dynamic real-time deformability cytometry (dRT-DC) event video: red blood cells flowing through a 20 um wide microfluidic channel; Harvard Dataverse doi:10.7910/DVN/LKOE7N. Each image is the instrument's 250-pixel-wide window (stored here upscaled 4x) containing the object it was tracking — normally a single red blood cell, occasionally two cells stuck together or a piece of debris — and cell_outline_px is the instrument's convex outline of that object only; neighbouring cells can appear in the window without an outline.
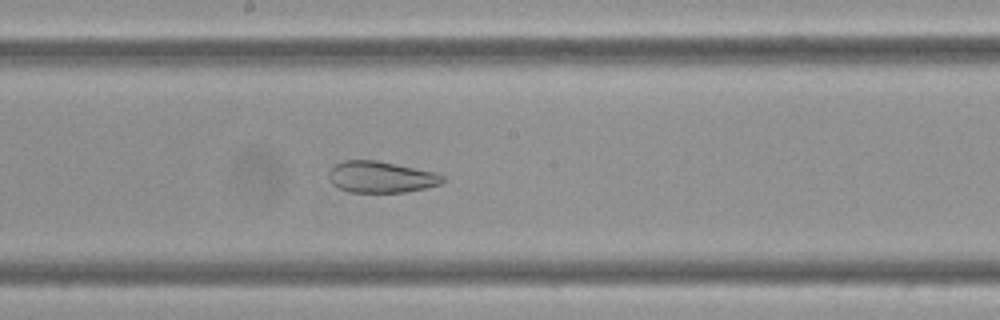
{"species": "Egyptian fruit bat (a non-hibernating species)", "species_latin": "Rousettus aegyptiacus", "temperature_condition": "cold", "stored_images_in_passage": 54, "camera_frame_rate_fps": 3000, "um_per_image_px": 0.085, "frame": {"image": 1, "passage_image": 27, "time_ms": 8.667, "image_size_px": [1000, 320], "cell_outline_px": [[444, 180], [440, 184], [424, 188], [404, 192], [348, 192], [332, 184], [328, 176], [328, 172], [336, 164], [344, 160], [376, 160], [436, 172], [444, 176]], "centroid_in_image_um": [32.37, 15.04], "position_along_channel_um": 215.8, "area_um2": 20.75}}
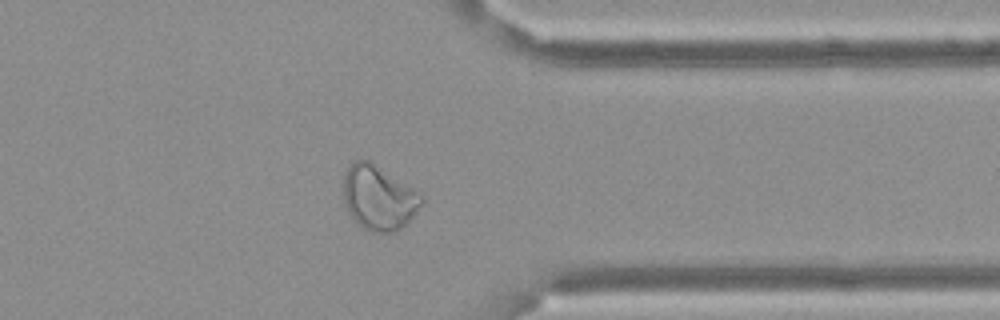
{"frame": {"image": 2, "passage_image": 42, "time_ms": 13.667, "image_size_px": [1000, 320], "cell_outline_px": [[424, 200], [416, 212], [396, 232], [372, 232], [356, 224], [348, 212], [344, 200], [344, 172], [352, 160], [368, 160], [420, 192], [424, 196]], "centroid_in_image_um": [32.17, 16.8], "position_along_channel_um": 379.2, "area_um2": 29.3}}
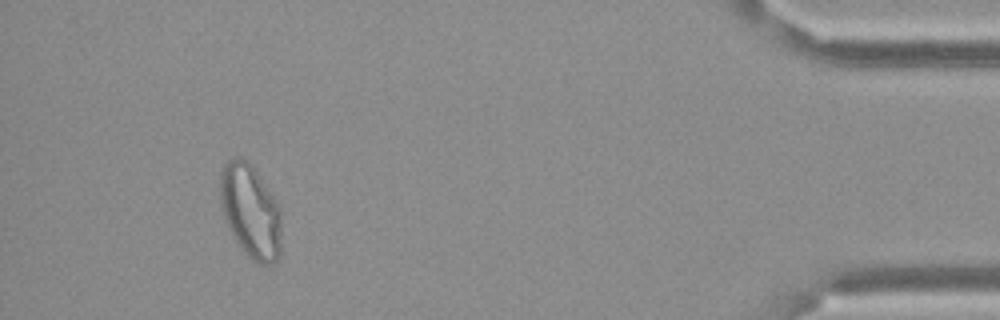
{"frame": {"image": 3, "passage_image": 50, "time_ms": 16.333, "image_size_px": [1000, 320], "cell_outline_px": [[280, 256], [272, 264], [260, 264], [252, 260], [236, 244], [228, 228], [220, 204], [220, 172], [224, 164], [232, 156], [240, 156], [248, 160], [252, 164], [280, 208]], "centroid_in_image_um": [21.26, 17.94], "position_along_channel_um": 413.9, "area_um2": 33.76}}